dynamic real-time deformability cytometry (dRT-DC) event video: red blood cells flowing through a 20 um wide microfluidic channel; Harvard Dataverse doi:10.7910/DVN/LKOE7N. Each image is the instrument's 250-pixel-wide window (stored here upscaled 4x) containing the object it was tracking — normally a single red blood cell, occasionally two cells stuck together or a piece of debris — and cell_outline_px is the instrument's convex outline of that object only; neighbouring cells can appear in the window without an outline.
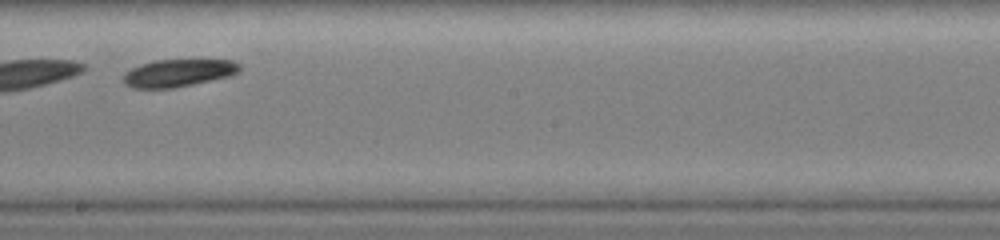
{"species": "common noctule bat (a hibernating species)", "species_latin": "Nyctalus noctula", "temperature_condition": "warm", "stored_images_in_passage": 27, "camera_frame_rate_fps": 3000, "um_per_image_px": 0.085, "animal": {"sex": "female", "body_mass_g": 19.0, "forearm_length_mm": 51.5}, "frame": {"image": 1, "passage_image": 19, "time_ms": 3.667, "image_size_px": [1000, 240], "cell_outline_px": [[240, 72], [232, 76], [172, 88], [136, 88], [124, 84], [120, 80], [124, 72], [140, 64], [152, 60], [232, 60], [240, 64]], "centroid_in_image_um": [15.13, 6.2], "position_along_channel_um": 233.1, "area_um2": 18.84}}
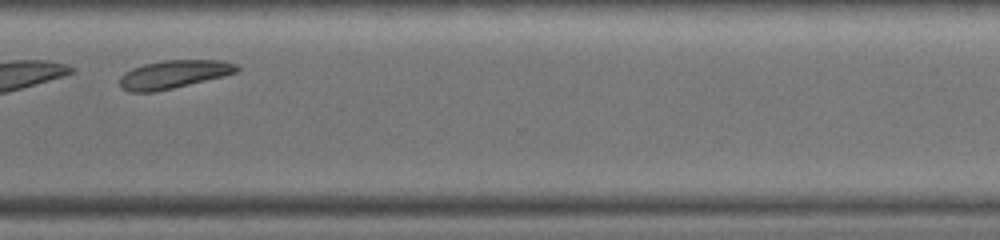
{"frame": {"image": 2, "passage_image": 25, "time_ms": 6.0, "image_size_px": [1000, 240], "cell_outline_px": [[240, 68], [236, 72], [172, 88], [152, 92], [132, 92], [120, 88], [120, 76], [124, 72], [132, 68], [144, 64], [164, 60], [224, 60], [236, 64]], "centroid_in_image_um": [14.72, 6.3], "position_along_channel_um": 355.9, "area_um2": 18.96}}